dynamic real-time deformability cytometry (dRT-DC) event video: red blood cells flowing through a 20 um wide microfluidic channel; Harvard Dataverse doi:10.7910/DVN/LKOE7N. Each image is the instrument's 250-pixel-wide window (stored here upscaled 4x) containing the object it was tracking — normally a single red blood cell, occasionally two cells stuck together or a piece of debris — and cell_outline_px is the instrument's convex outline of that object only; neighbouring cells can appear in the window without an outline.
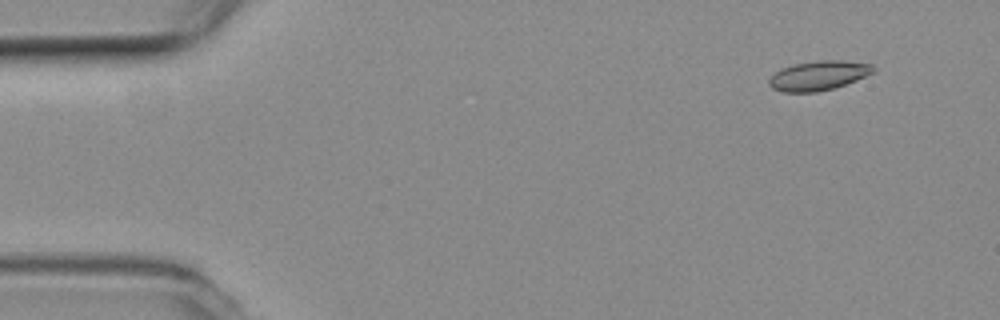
{"species": "common noctule bat (a hibernating species)", "species_latin": "Nyctalus noctula", "temperature_condition": "room temperature", "stored_images_in_passage": 4, "camera_frame_rate_fps": 3000, "um_per_image_px": 0.085, "animal": {"sex": "female", "body_mass_g": 19.3, "forearm_length_mm": 54.1}, "frame": {"image": 1, "passage_image": 1, "time_ms": 0.0, "image_size_px": [1000, 320], "cell_outline_px": [[876, 72], [856, 80], [832, 88], [816, 92], [784, 92], [772, 88], [768, 84], [768, 80], [780, 68], [796, 64], [820, 60], [844, 60], [872, 64], [876, 68]], "centroid_in_image_um": [69.6, 6.41], "position_along_channel_um": 15.4, "area_um2": 17.86}}
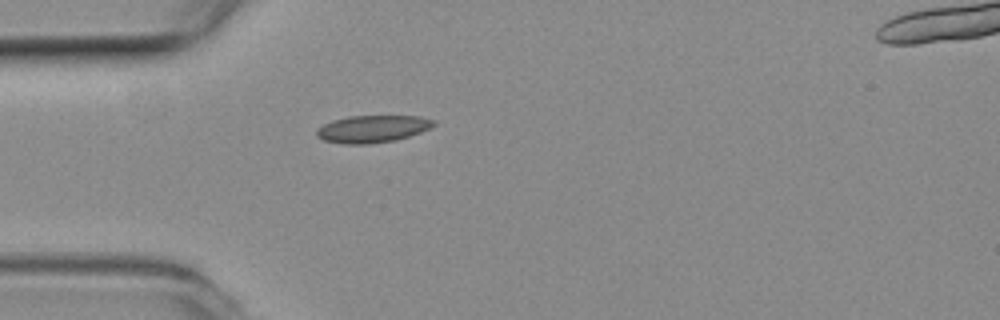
{"frame": {"image": 2, "passage_image": 4, "time_ms": 1.0, "image_size_px": [1000, 320], "cell_outline_px": [[436, 124], [420, 132], [396, 140], [368, 144], [344, 144], [324, 140], [316, 136], [316, 128], [332, 120], [348, 116], [420, 116], [436, 120]], "centroid_in_image_um": [31.64, 10.95], "position_along_channel_um": 53.4, "area_um2": 18.61}}